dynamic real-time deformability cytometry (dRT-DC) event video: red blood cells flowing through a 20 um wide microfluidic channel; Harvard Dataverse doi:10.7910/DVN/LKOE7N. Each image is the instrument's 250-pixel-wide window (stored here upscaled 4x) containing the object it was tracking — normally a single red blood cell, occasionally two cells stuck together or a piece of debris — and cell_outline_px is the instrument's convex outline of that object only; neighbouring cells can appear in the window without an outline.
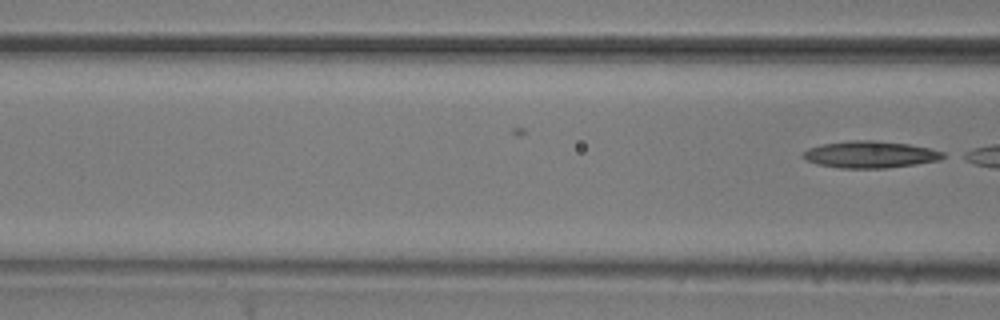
{"species": "common noctule bat (a hibernating species)", "species_latin": "Nyctalus noctula", "temperature_condition": "room temperature", "stored_images_in_passage": 15, "camera_frame_rate_fps": 3000, "um_per_image_px": 0.085, "animal": {"sex": "male", "body_mass_g": 20.5, "forearm_length_mm": 52.5}, "frame": {"image": 1, "passage_image": 15, "time_ms": 4.667, "image_size_px": [1000, 320], "cell_outline_px": [[948, 156], [940, 160], [916, 164], [884, 168], [840, 168], [816, 164], [800, 156], [808, 148], [820, 144], [852, 140], [876, 140], [908, 144], [932, 148], [944, 152]], "centroid_in_image_um": [73.99, 13.12], "position_along_channel_um": 92.6, "area_um2": 22.14}}